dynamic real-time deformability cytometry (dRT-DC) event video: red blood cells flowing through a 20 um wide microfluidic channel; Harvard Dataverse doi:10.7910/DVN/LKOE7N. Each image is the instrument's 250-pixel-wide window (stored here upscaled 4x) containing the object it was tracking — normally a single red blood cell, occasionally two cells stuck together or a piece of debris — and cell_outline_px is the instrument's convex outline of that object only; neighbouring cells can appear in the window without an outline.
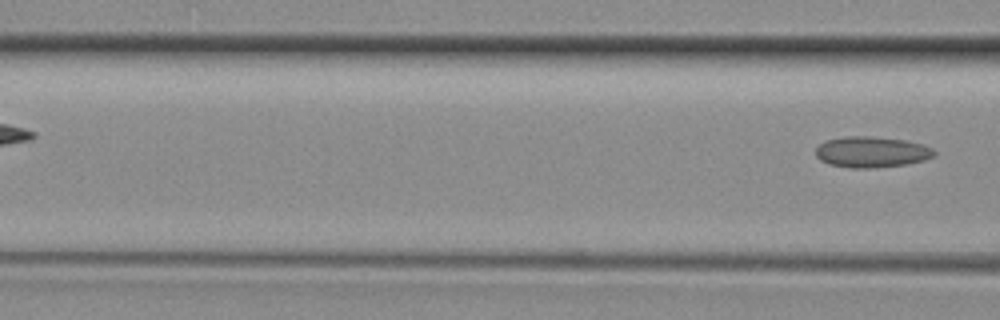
{"species": "common noctule bat (a hibernating species)", "species_latin": "Nyctalus noctula", "temperature_condition": "room temperature", "stored_images_in_passage": 4, "camera_frame_rate_fps": 3000, "um_per_image_px": 0.085, "animal": {"sex": "female", "body_mass_g": 29.2, "forearm_length_mm": 56.3}, "frame": {"image": 1, "passage_image": 4, "time_ms": 1.0, "image_size_px": [1000, 320], "cell_outline_px": [[936, 156], [924, 160], [908, 164], [868, 168], [848, 168], [828, 164], [820, 160], [816, 156], [816, 148], [824, 140], [844, 136], [864, 136], [904, 140], [924, 144], [932, 148], [936, 152]], "centroid_in_image_um": [74.08, 12.92], "position_along_channel_um": 92.5, "area_um2": 21.5}}